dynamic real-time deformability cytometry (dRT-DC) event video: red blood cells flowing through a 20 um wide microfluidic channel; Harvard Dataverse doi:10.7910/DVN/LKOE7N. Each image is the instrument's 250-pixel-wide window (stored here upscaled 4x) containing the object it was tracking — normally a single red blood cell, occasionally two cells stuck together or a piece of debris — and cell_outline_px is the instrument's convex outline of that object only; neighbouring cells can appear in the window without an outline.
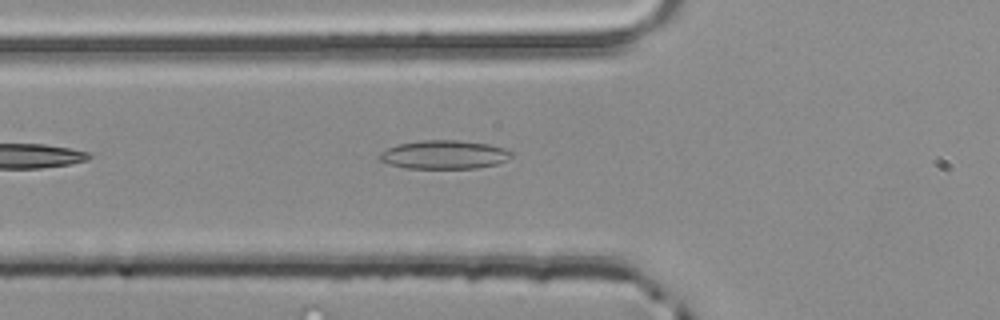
{"species": "common noctule bat (a hibernating species)", "species_latin": "Nyctalus noctula", "temperature_condition": "room temperature", "stored_images_in_passage": 5, "camera_frame_rate_fps": 3000, "um_per_image_px": 0.085, "animal": {"sex": "male", "body_mass_g": 20.4}, "frame": {"image": 1, "passage_image": 5, "time_ms": 1.333, "image_size_px": [1000, 320], "cell_outline_px": [[512, 156], [508, 160], [496, 164], [476, 168], [404, 168], [388, 164], [380, 160], [376, 156], [380, 152], [396, 144], [420, 140], [460, 140], [488, 144], [504, 148], [512, 152]], "centroid_in_image_um": [37.72, 13.14], "position_along_channel_um": 88.1, "area_um2": 22.2}}